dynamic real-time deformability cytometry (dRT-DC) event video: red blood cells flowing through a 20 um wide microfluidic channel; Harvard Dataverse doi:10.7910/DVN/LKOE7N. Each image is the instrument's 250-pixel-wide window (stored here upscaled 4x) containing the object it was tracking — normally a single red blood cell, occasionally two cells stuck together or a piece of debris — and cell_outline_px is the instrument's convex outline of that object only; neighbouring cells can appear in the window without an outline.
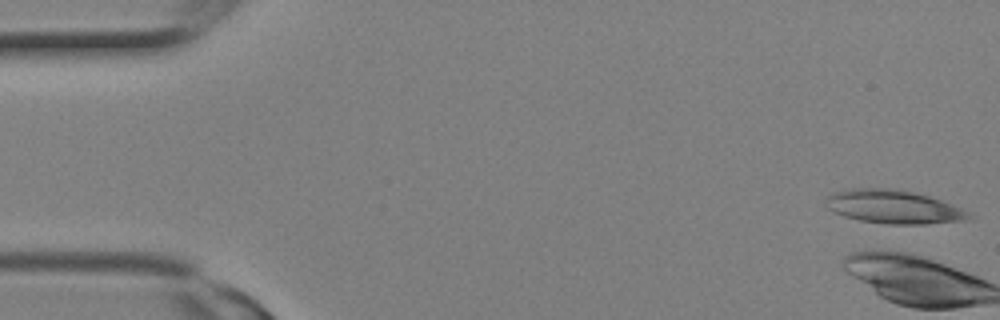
{"species": "Egyptian fruit bat (a non-hibernating species)", "species_latin": "Rousettus aegyptiacus", "temperature_condition": "room temperature", "stored_images_in_passage": 3, "camera_frame_rate_fps": 3000, "um_per_image_px": 0.085, "animal": {"sex": "female"}, "frame": {"image": 1, "passage_image": 1, "time_ms": 0.0, "image_size_px": [1000, 320], "cell_outline_px": [[972, 216], [964, 220], [924, 224], [888, 224], [860, 220], [844, 216], [828, 208], [824, 204], [824, 196], [832, 192], [844, 188], [892, 188], [912, 192], [928, 196], [940, 200], [960, 208], [968, 212]], "centroid_in_image_um": [75.84, 17.56], "position_along_channel_um": 9.2, "area_um2": 27.86}}